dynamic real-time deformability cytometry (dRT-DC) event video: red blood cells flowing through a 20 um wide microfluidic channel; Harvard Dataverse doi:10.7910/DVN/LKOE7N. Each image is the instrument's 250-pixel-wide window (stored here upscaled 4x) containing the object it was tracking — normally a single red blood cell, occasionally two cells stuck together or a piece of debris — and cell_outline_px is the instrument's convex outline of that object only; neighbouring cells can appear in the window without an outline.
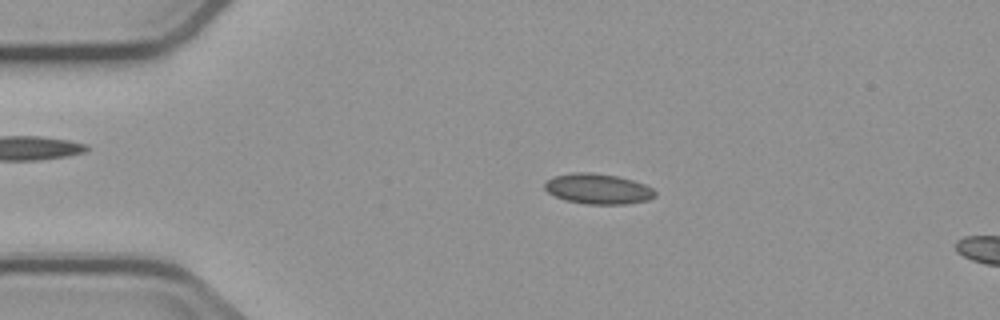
{"species": "common noctule bat (a hibernating species)", "species_latin": "Nyctalus noctula", "temperature_condition": "cold", "stored_images_in_passage": 4, "camera_frame_rate_fps": 3000, "um_per_image_px": 0.085, "animal": {"sex": "male", "body_mass_g": 23.1, "forearm_length_mm": 52.7}, "frame": {"image": 1, "passage_image": 2, "time_ms": 2.0, "image_size_px": [1000, 320], "cell_outline_px": [[656, 196], [648, 200], [624, 204], [584, 204], [564, 200], [548, 192], [544, 188], [544, 184], [552, 176], [572, 172], [592, 172], [616, 176], [632, 180], [644, 184], [652, 188], [656, 192]], "centroid_in_image_um": [50.81, 16.05], "position_along_channel_um": 34.2, "area_um2": 19.59}}
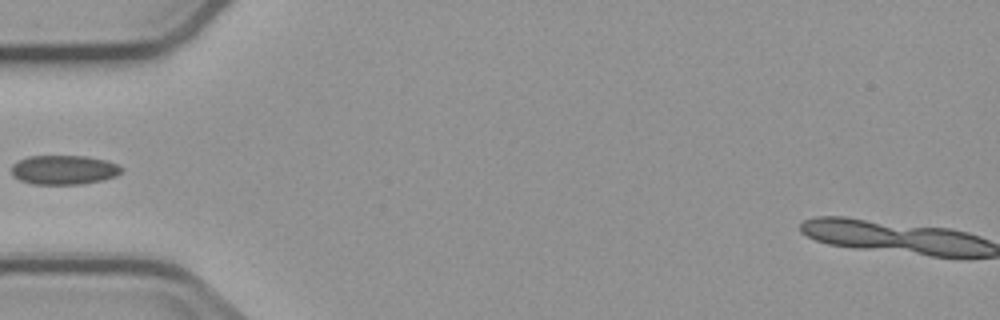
{"frame": {"image": 2, "passage_image": 4, "time_ms": 4.333, "image_size_px": [1000, 320], "cell_outline_px": [[124, 168], [116, 176], [104, 180], [80, 184], [32, 184], [20, 180], [12, 176], [12, 164], [28, 156], [88, 156], [108, 160]], "centroid_in_image_um": [5.45, 14.43], "position_along_channel_um": 79.6, "area_um2": 18.9}}